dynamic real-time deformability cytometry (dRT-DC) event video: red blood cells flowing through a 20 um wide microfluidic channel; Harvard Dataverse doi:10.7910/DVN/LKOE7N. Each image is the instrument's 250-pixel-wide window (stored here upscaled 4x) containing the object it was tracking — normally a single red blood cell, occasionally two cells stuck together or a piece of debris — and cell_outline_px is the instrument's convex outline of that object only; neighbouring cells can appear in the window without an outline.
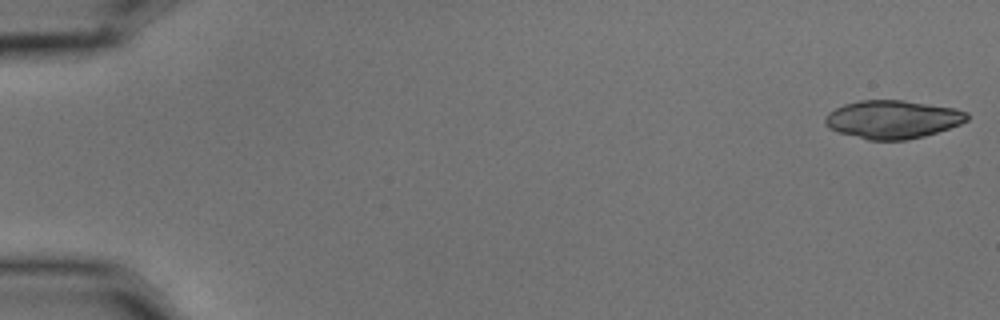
{"species": "common noctule bat (a hibernating species)", "species_latin": "Nyctalus noctula", "temperature_condition": "cold", "stored_images_in_passage": 10, "camera_frame_rate_fps": 3000, "um_per_image_px": 0.085, "animal": {"sex": "male", "body_mass_g": 15.6}, "frame": {"image": 1, "passage_image": 1, "time_ms": 0.0, "image_size_px": [1000, 320], "cell_outline_px": [[968, 120], [960, 124], [924, 136], [904, 140], [868, 140], [840, 132], [828, 128], [824, 124], [824, 116], [828, 112], [844, 104], [860, 100], [904, 100], [956, 108], [968, 112]], "centroid_in_image_um": [75.86, 10.14], "position_along_channel_um": 9.1, "area_um2": 31.67}}